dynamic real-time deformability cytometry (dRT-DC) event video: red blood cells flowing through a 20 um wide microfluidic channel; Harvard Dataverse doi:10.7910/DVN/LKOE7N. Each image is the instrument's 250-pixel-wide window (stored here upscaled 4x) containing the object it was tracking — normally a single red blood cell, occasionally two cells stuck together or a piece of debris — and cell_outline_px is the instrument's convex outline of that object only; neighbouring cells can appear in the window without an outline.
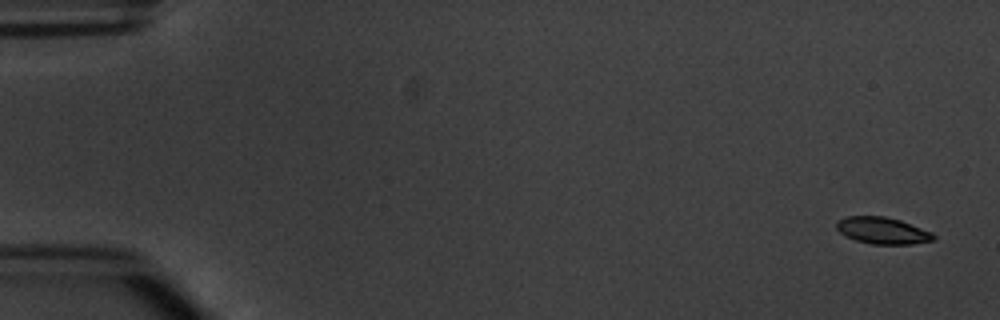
{"species": "common noctule bat (a hibernating species)", "species_latin": "Nyctalus noctula", "temperature_condition": "warm", "stored_images_in_passage": 5, "camera_frame_rate_fps": 3000, "um_per_image_px": 0.085, "animal": {"sex": "male", "body_mass_g": 20.1, "forearm_length_mm": 53.5}, "frame": {"image": 1, "passage_image": 1, "time_ms": 0.0, "image_size_px": [1000, 320], "cell_outline_px": [[936, 240], [912, 244], [872, 244], [856, 240], [840, 232], [836, 228], [836, 220], [844, 216], [884, 216], [900, 220], [932, 232], [936, 236]], "centroid_in_image_um": [75.02, 19.59], "position_along_channel_um": 10.0, "area_um2": 15.14}}
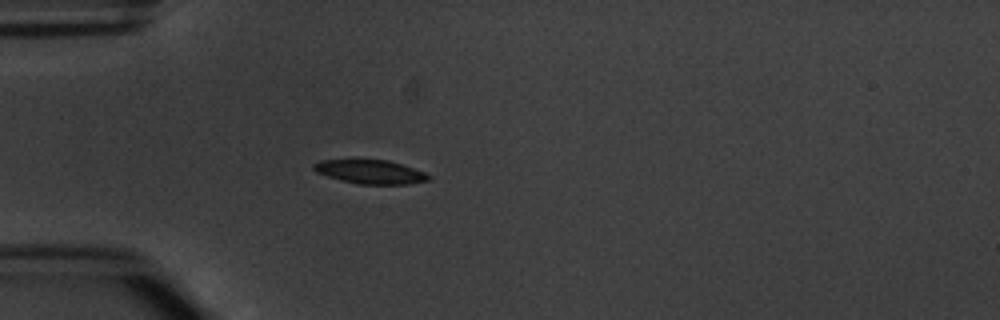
{"frame": {"image": 2, "passage_image": 5, "time_ms": 4.667, "image_size_px": [1000, 320], "cell_outline_px": [[432, 176], [428, 180], [408, 184], [356, 184], [340, 180], [316, 172], [312, 168], [312, 164], [320, 160], [388, 160], [424, 172]], "centroid_in_image_um": [31.45, 14.61], "position_along_channel_um": 53.6, "area_um2": 15.84}}